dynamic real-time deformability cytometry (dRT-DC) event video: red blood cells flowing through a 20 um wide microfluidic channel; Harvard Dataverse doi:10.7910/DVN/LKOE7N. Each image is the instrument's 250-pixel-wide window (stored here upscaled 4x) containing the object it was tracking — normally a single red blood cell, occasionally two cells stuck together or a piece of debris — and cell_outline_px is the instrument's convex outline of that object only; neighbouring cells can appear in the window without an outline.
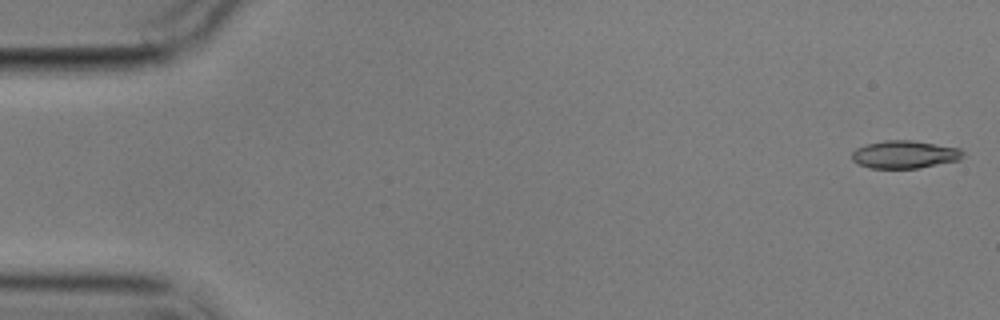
{"species": "common noctule bat (a hibernating species)", "species_latin": "Nyctalus noctula", "temperature_condition": "cold", "stored_images_in_passage": 5, "camera_frame_rate_fps": 3000, "um_per_image_px": 0.085, "animal": {"sex": "male", "body_mass_g": 17.9}, "frame": {"image": 1, "passage_image": 1, "time_ms": 0.0, "image_size_px": [1000, 320], "cell_outline_px": [[964, 152], [960, 160], [916, 168], [868, 168], [852, 160], [852, 152], [856, 148], [868, 144], [884, 140], [912, 140], [960, 148]], "centroid_in_image_um": [76.89, 13.12], "position_along_channel_um": 8.1, "area_um2": 17.86}}
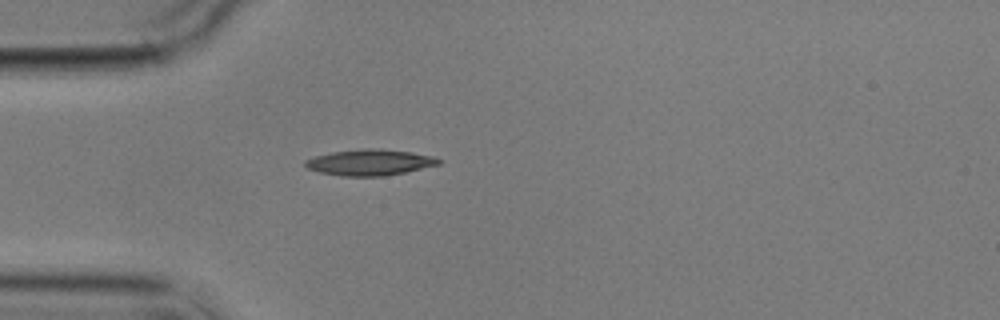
{"frame": {"image": 2, "passage_image": 5, "time_ms": 5.0, "image_size_px": [1000, 320], "cell_outline_px": [[444, 160], [440, 164], [404, 172], [384, 176], [340, 176], [320, 172], [308, 168], [304, 164], [304, 160], [316, 156], [332, 152], [364, 148], [380, 148], [408, 152], [432, 156]], "centroid_in_image_um": [31.43, 13.8], "position_along_channel_um": 53.6, "area_um2": 20.11}}